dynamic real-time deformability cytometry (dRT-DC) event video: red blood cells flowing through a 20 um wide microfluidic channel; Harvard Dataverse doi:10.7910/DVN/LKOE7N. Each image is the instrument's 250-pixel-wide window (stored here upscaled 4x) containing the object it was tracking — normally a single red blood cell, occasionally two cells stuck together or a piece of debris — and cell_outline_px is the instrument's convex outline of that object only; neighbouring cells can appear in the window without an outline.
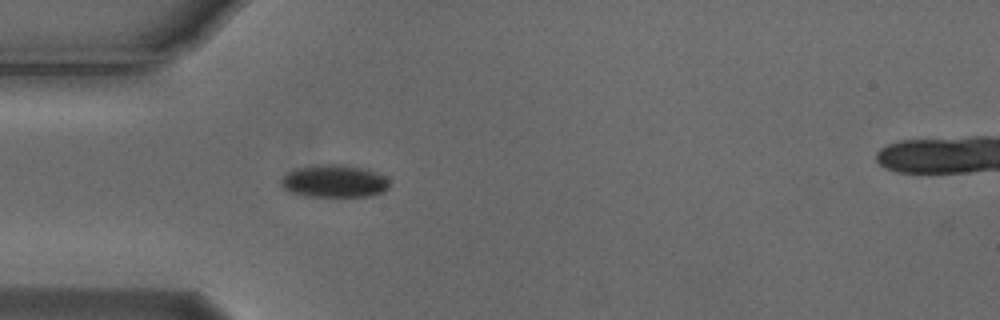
{"species": "Egyptian fruit bat (a non-hibernating species)", "species_latin": "Rousettus aegyptiacus", "temperature_condition": "cold", "stored_images_in_passage": 5, "camera_frame_rate_fps": 3000, "um_per_image_px": 0.085, "animal": {"sex": "male"}, "frame": {"image": 1, "passage_image": 4, "time_ms": 1.0, "image_size_px": [1000, 320], "cell_outline_px": [[388, 188], [384, 192], [372, 196], [304, 196], [292, 192], [284, 188], [280, 184], [280, 180], [288, 172], [296, 168], [324, 164], [340, 164], [368, 168], [384, 176], [388, 180]], "centroid_in_image_um": [28.43, 15.39], "position_along_channel_um": 56.6, "area_um2": 20.63}}